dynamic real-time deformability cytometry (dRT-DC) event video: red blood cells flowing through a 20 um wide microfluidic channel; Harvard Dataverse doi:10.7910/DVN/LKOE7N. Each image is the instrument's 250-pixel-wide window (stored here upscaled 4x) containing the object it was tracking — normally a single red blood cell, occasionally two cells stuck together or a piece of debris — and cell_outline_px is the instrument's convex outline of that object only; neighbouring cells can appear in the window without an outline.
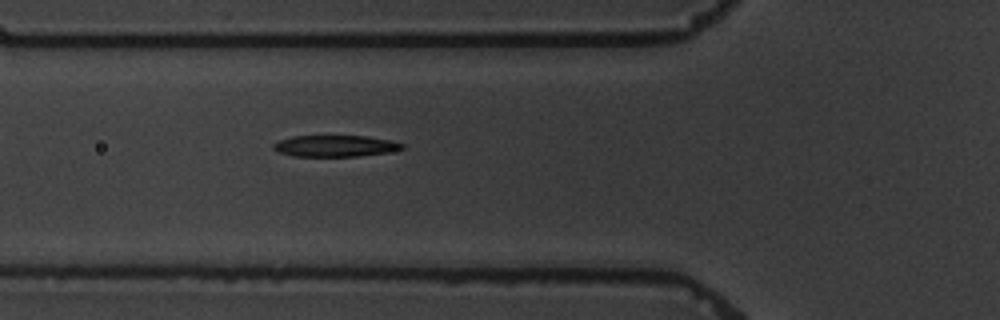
{"species": "common noctule bat (a hibernating species)", "species_latin": "Nyctalus noctula", "temperature_condition": "warm", "stored_images_in_passage": 5, "camera_frame_rate_fps": 3000, "um_per_image_px": 0.085, "animal": {"sex": "male", "body_mass_g": 19.5, "forearm_length_mm": 54.6}, "frame": {"image": 1, "passage_image": 5, "time_ms": 5.667, "image_size_px": [1000, 320], "cell_outline_px": [[404, 148], [388, 152], [356, 156], [292, 156], [280, 152], [272, 148], [272, 144], [280, 140], [292, 136], [368, 136], [392, 140], [404, 144]], "centroid_in_image_um": [28.49, 12.4], "position_along_channel_um": 97.3, "area_um2": 16.01}}